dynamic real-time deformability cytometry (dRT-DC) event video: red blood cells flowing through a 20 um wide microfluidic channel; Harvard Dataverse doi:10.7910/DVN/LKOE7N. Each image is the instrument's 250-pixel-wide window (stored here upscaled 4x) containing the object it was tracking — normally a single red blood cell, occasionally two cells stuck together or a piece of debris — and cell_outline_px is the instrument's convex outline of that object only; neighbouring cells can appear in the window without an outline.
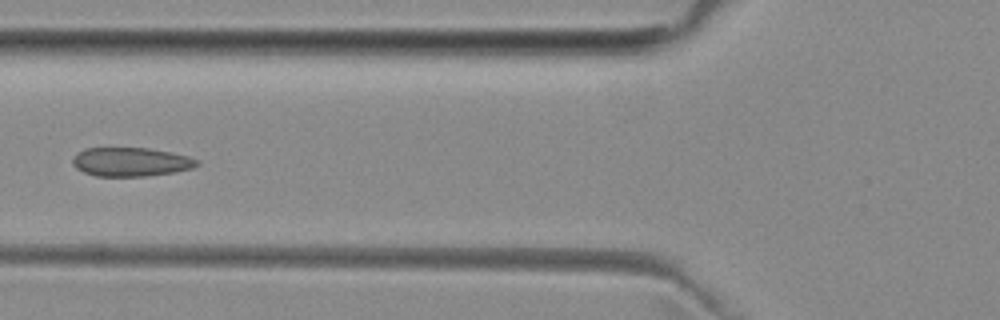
{"species": "common noctule bat (a hibernating species)", "species_latin": "Nyctalus noctula", "temperature_condition": "room temperature", "stored_images_in_passage": 6, "camera_frame_rate_fps": 3000, "um_per_image_px": 0.085, "animal": {"sex": "female", "body_mass_g": 29.2, "forearm_length_mm": 56.3}, "frame": {"image": 1, "passage_image": 6, "time_ms": 6.0, "image_size_px": [1000, 320], "cell_outline_px": [[200, 164], [192, 168], [176, 172], [144, 176], [96, 176], [84, 172], [76, 168], [72, 164], [72, 156], [76, 152], [84, 148], [148, 148], [172, 152], [188, 156], [200, 160]], "centroid_in_image_um": [11.12, 13.75], "position_along_channel_um": 114.7, "area_um2": 21.15}}